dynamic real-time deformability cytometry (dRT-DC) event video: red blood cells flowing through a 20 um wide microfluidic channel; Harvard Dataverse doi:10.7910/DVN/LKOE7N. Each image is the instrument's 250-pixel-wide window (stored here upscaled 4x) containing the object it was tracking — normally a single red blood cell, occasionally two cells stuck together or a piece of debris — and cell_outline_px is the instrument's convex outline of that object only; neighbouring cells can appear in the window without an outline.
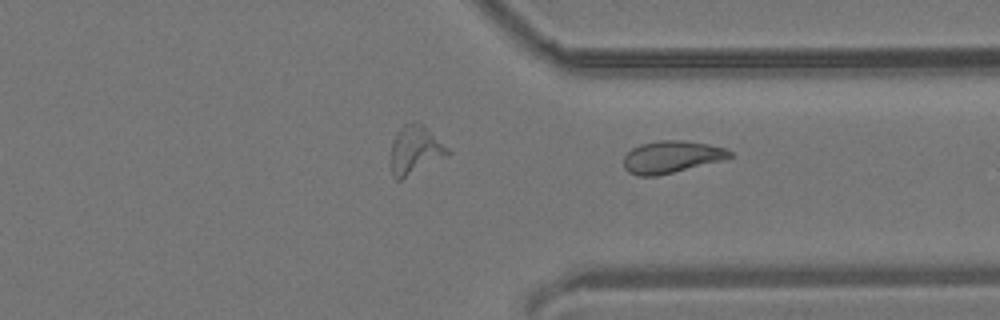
{"species": "common noctule bat (a hibernating species)", "species_latin": "Nyctalus noctula", "temperature_condition": "room temperature", "stored_images_in_passage": 17, "camera_frame_rate_fps": 3000, "um_per_image_px": 0.085, "animal": {"sex": "male", "body_mass_g": 19.2, "forearm_length_mm": 51.8}, "frame": {"image": 1, "passage_image": 17, "time_ms": 5.333, "image_size_px": [1000, 320], "cell_outline_px": [[732, 156], [720, 160], [656, 176], [636, 176], [628, 172], [624, 168], [624, 156], [632, 148], [640, 144], [660, 140], [680, 140], [708, 144], [724, 148], [732, 152]], "centroid_in_image_um": [57.01, 13.33], "position_along_channel_um": 354.4, "area_um2": 19.54}}